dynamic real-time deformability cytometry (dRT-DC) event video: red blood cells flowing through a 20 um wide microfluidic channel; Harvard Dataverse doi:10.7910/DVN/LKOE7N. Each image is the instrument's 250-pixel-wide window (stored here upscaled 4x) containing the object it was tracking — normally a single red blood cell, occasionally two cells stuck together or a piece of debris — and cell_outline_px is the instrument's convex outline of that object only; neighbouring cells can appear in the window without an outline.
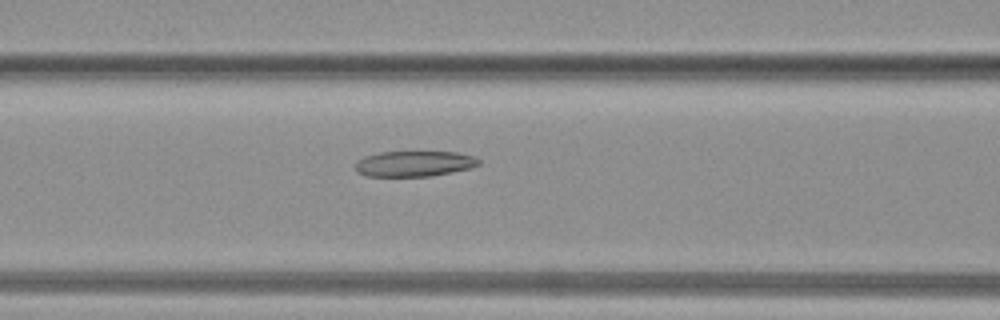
{"species": "common noctule bat (a hibernating species)", "species_latin": "Nyctalus noctula", "temperature_condition": "warm", "stored_images_in_passage": 25, "camera_frame_rate_fps": 3000, "um_per_image_px": 0.085, "animal": {"sex": "female", "body_mass_g": 19.3, "forearm_length_mm": 54.1}, "frame": {"image": 1, "passage_image": 6, "time_ms": 1.667, "image_size_px": [1000, 320], "cell_outline_px": [[480, 164], [472, 168], [432, 176], [368, 176], [356, 172], [356, 160], [364, 156], [380, 152], [456, 152], [476, 156], [480, 160]], "centroid_in_image_um": [35.24, 13.91], "position_along_channel_um": 131.4, "area_um2": 18.55}}
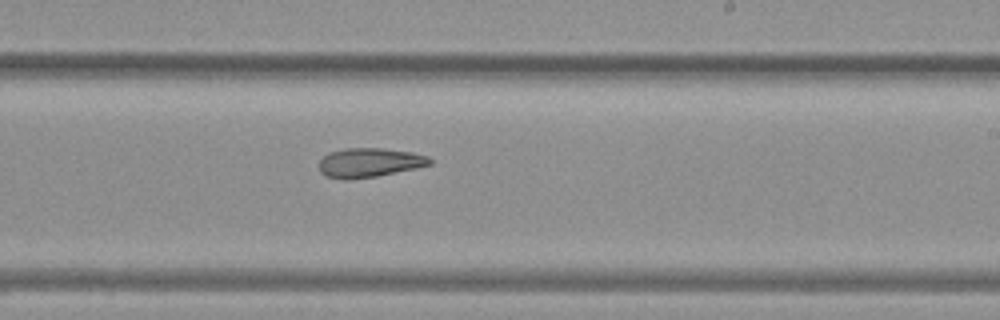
{"frame": {"image": 2, "passage_image": 13, "time_ms": 4.0, "image_size_px": [1000, 320], "cell_outline_px": [[432, 164], [416, 168], [376, 176], [344, 180], [324, 176], [320, 172], [320, 160], [328, 152], [344, 148], [384, 148], [412, 152], [428, 156], [432, 160]], "centroid_in_image_um": [31.39, 13.81], "position_along_channel_um": 257.6, "area_um2": 18.96}}
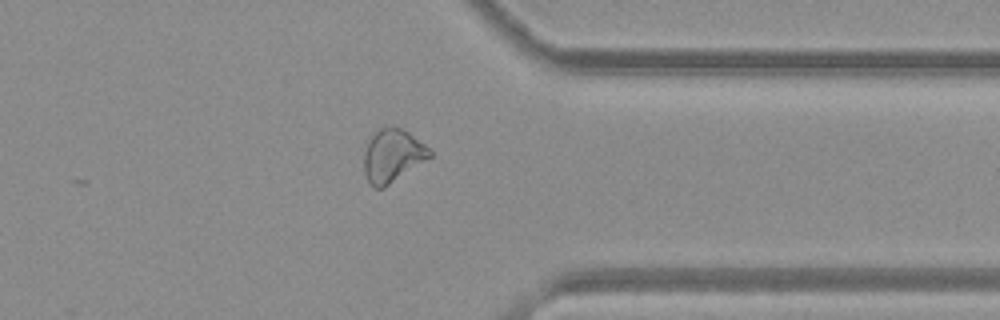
{"frame": {"image": 3, "passage_image": 20, "time_ms": 6.333, "image_size_px": [1000, 320], "cell_outline_px": [[432, 156], [384, 188], [376, 188], [368, 180], [364, 172], [364, 152], [368, 140], [372, 132], [380, 128], [400, 128], [408, 132], [424, 144], [432, 152]], "centroid_in_image_um": [33.34, 13.23], "position_along_channel_um": 378.1, "area_um2": 20.06}}